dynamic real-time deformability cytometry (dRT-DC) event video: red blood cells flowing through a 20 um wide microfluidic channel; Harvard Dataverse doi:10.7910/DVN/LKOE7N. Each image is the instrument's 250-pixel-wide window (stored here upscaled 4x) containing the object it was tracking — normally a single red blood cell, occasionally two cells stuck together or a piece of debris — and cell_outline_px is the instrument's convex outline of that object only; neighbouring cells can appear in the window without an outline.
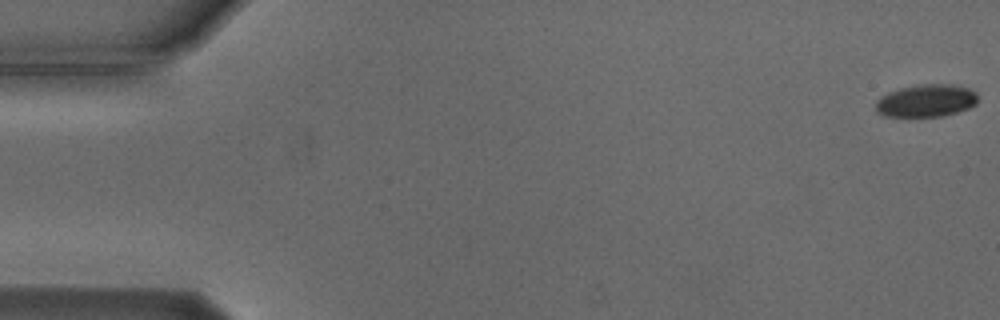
{"species": "Egyptian fruit bat (a non-hibernating species)", "species_latin": "Rousettus aegyptiacus", "temperature_condition": "cold", "stored_images_in_passage": 6, "camera_frame_rate_fps": 3000, "um_per_image_px": 0.085, "animal": {"sex": "male"}, "frame": {"image": 1, "passage_image": 1, "time_ms": 0.0, "image_size_px": [1000, 320], "cell_outline_px": [[976, 104], [968, 108], [944, 116], [884, 116], [876, 112], [876, 100], [880, 96], [888, 92], [900, 88], [920, 84], [956, 84], [968, 88], [976, 92]], "centroid_in_image_um": [78.71, 8.55], "position_along_channel_um": 6.3, "area_um2": 19.42}}